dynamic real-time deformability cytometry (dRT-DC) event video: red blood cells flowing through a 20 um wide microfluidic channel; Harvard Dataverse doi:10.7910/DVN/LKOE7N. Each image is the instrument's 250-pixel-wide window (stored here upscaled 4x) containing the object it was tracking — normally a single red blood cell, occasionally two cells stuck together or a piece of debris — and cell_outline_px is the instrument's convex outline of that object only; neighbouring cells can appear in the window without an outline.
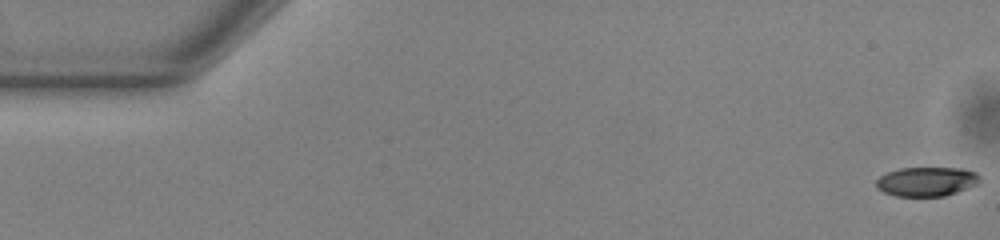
{"species": "common noctule bat (a hibernating species)", "species_latin": "Nyctalus noctula", "temperature_condition": "warm", "stored_images_in_passage": 53, "camera_frame_rate_fps": 3000, "um_per_image_px": 0.085, "animal": {"sex": "male", "body_mass_g": 13.0, "forearm_length_mm": 53.1}, "frame": {"image": 1, "passage_image": 1, "time_ms": 0.0, "image_size_px": [1000, 240], "cell_outline_px": [[980, 184], [944, 196], [896, 196], [884, 192], [876, 188], [876, 180], [880, 176], [888, 172], [900, 168], [964, 168], [976, 172], [980, 176]], "centroid_in_image_um": [78.79, 15.43], "position_along_channel_um": 6.2, "area_um2": 17.8}}
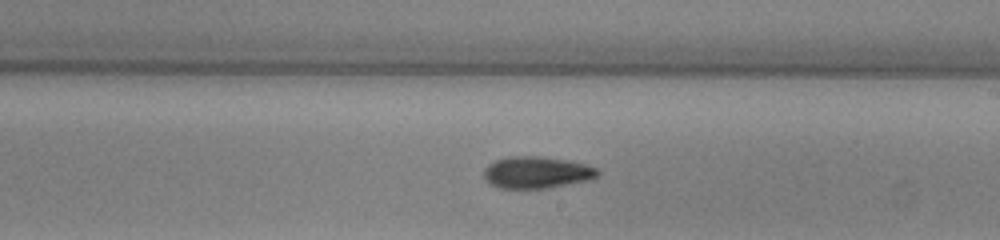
{"frame": {"image": 2, "passage_image": 31, "time_ms": 10.0, "image_size_px": [1000, 240], "cell_outline_px": [[600, 176], [588, 180], [548, 188], [500, 188], [488, 184], [484, 180], [484, 168], [488, 164], [496, 160], [508, 156], [540, 156], [564, 160], [584, 164], [600, 168]], "centroid_in_image_um": [45.61, 14.66], "position_along_channel_um": 243.4, "area_um2": 21.27}}
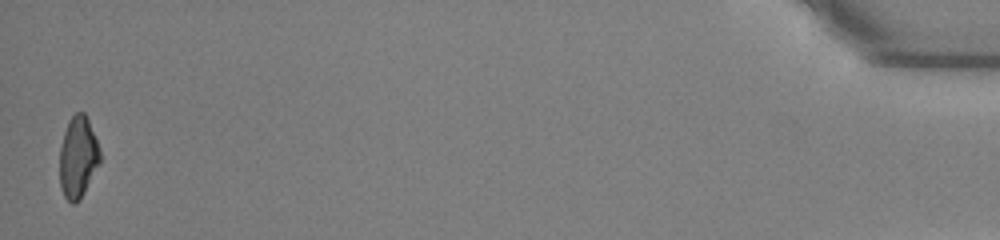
{"frame": {"image": 3, "passage_image": 53, "time_ms": 17.333, "image_size_px": [1000, 240], "cell_outline_px": [[100, 164], [80, 200], [76, 204], [72, 204], [64, 196], [60, 188], [60, 148], [64, 132], [68, 120], [76, 112], [84, 112], [88, 120], [100, 148]], "centroid_in_image_um": [6.63, 13.39], "position_along_channel_um": 428.6, "area_um2": 19.31}, "authors_computed_cell_mechanics": {"area_um2": 20.1722, "velocity_mm_per_s": 3.8779, "shape_relaxation_time_tau1_ms": 4.3591, "shape_relaxation_time_tau2_ms": null, "deformation_change_tau1": 0.1734, "deformation_change_tau2": null}}